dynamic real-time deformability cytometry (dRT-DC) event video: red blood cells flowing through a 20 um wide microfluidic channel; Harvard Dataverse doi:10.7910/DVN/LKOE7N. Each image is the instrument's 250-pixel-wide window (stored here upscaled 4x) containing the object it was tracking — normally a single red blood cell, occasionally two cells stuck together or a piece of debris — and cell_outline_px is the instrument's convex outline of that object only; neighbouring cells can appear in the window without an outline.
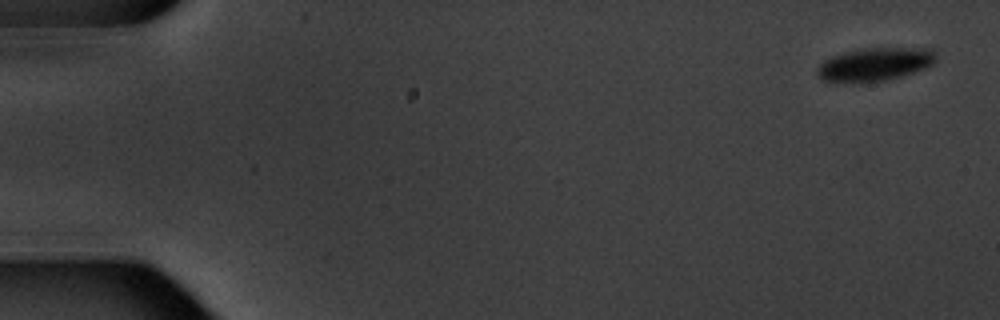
{"species": "common noctule bat (a hibernating species)", "species_latin": "Nyctalus noctula", "temperature_condition": "warm", "stored_images_in_passage": 10, "camera_frame_rate_fps": 3000, "um_per_image_px": 0.085, "animal": {"sex": "male", "body_mass_g": 20.1, "forearm_length_mm": 53.5}, "frame": {"image": 1, "passage_image": 1, "time_ms": 0.0, "image_size_px": [1000, 320], "cell_outline_px": [[936, 60], [932, 64], [924, 68], [888, 80], [860, 84], [832, 84], [820, 80], [816, 76], [816, 68], [824, 60], [832, 56], [864, 48], [928, 48], [936, 52]], "centroid_in_image_um": [74.26, 5.52], "position_along_channel_um": 10.7, "area_um2": 23.64}}
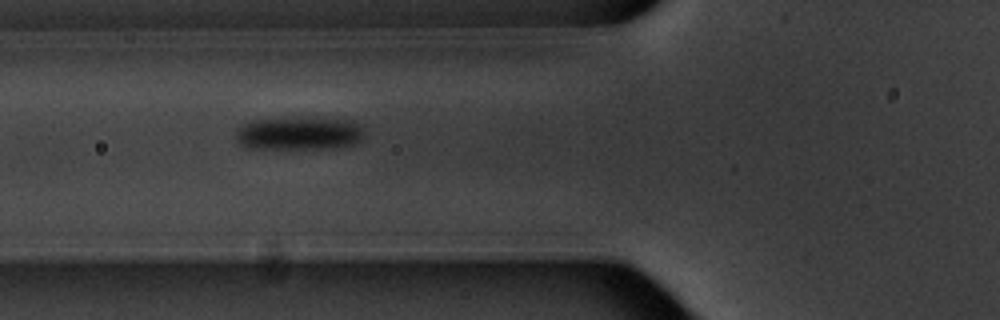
{"frame": {"image": 2, "passage_image": 6, "time_ms": 6.667, "image_size_px": [1000, 320], "cell_outline_px": [[364, 136], [356, 144], [340, 148], [248, 148], [240, 144], [236, 140], [236, 132], [240, 124], [248, 120], [284, 116], [320, 116], [356, 120], [364, 132]], "centroid_in_image_um": [25.44, 11.27], "position_along_channel_um": 100.4, "area_um2": 26.3}}
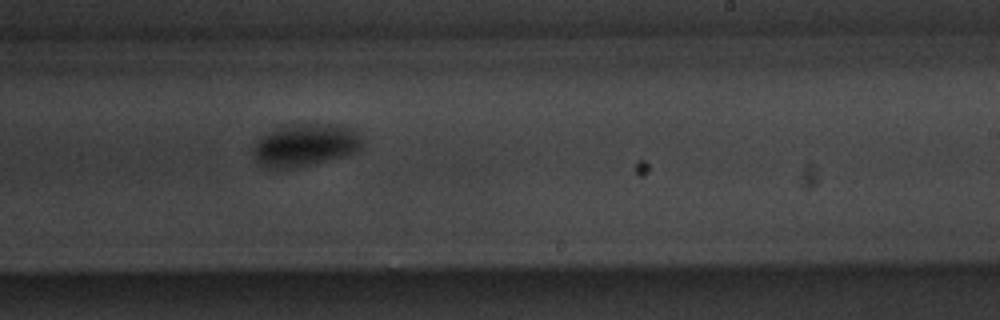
{"frame": {"image": 3, "passage_image": 10, "time_ms": 11.333, "image_size_px": [1000, 320], "cell_outline_px": [[364, 144], [356, 152], [308, 164], [284, 168], [260, 164], [252, 152], [252, 148], [264, 136], [276, 128], [284, 124], [336, 124], [352, 128], [356, 132]], "centroid_in_image_um": [25.97, 12.28], "position_along_channel_um": 263.0, "area_um2": 26.13}}